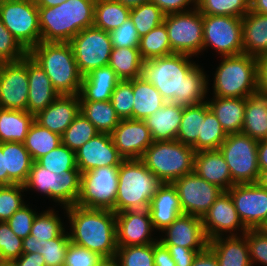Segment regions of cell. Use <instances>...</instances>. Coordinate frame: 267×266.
Here are the masks:
<instances>
[{
  "instance_id": "obj_1",
  "label": "cell",
  "mask_w": 267,
  "mask_h": 266,
  "mask_svg": "<svg viewBox=\"0 0 267 266\" xmlns=\"http://www.w3.org/2000/svg\"><path fill=\"white\" fill-rule=\"evenodd\" d=\"M199 59L171 54L144 60L141 77L151 83L166 102L188 106L207 101V74Z\"/></svg>"
},
{
  "instance_id": "obj_2",
  "label": "cell",
  "mask_w": 267,
  "mask_h": 266,
  "mask_svg": "<svg viewBox=\"0 0 267 266\" xmlns=\"http://www.w3.org/2000/svg\"><path fill=\"white\" fill-rule=\"evenodd\" d=\"M66 229L70 242L102 257L116 256V213L112 210L78 205L67 207Z\"/></svg>"
},
{
  "instance_id": "obj_3",
  "label": "cell",
  "mask_w": 267,
  "mask_h": 266,
  "mask_svg": "<svg viewBox=\"0 0 267 266\" xmlns=\"http://www.w3.org/2000/svg\"><path fill=\"white\" fill-rule=\"evenodd\" d=\"M215 59L218 64H210L212 72L207 74V96L247 98L258 92L257 57L242 53Z\"/></svg>"
},
{
  "instance_id": "obj_4",
  "label": "cell",
  "mask_w": 267,
  "mask_h": 266,
  "mask_svg": "<svg viewBox=\"0 0 267 266\" xmlns=\"http://www.w3.org/2000/svg\"><path fill=\"white\" fill-rule=\"evenodd\" d=\"M96 0H68L53 7H38L42 42L69 43L94 24Z\"/></svg>"
},
{
  "instance_id": "obj_5",
  "label": "cell",
  "mask_w": 267,
  "mask_h": 266,
  "mask_svg": "<svg viewBox=\"0 0 267 266\" xmlns=\"http://www.w3.org/2000/svg\"><path fill=\"white\" fill-rule=\"evenodd\" d=\"M28 55L42 67L60 95L80 94L83 76L69 43L41 41Z\"/></svg>"
},
{
  "instance_id": "obj_6",
  "label": "cell",
  "mask_w": 267,
  "mask_h": 266,
  "mask_svg": "<svg viewBox=\"0 0 267 266\" xmlns=\"http://www.w3.org/2000/svg\"><path fill=\"white\" fill-rule=\"evenodd\" d=\"M162 184L141 159H124L118 169L115 213L148 209Z\"/></svg>"
},
{
  "instance_id": "obj_7",
  "label": "cell",
  "mask_w": 267,
  "mask_h": 266,
  "mask_svg": "<svg viewBox=\"0 0 267 266\" xmlns=\"http://www.w3.org/2000/svg\"><path fill=\"white\" fill-rule=\"evenodd\" d=\"M24 187L27 195H34L38 199L42 197V203L48 199V204L52 203L49 204L52 207L67 208L78 202L81 193V172L79 169H72L57 175L35 161Z\"/></svg>"
},
{
  "instance_id": "obj_8",
  "label": "cell",
  "mask_w": 267,
  "mask_h": 266,
  "mask_svg": "<svg viewBox=\"0 0 267 266\" xmlns=\"http://www.w3.org/2000/svg\"><path fill=\"white\" fill-rule=\"evenodd\" d=\"M196 151L177 140L153 141L141 160L163 183L193 172Z\"/></svg>"
},
{
  "instance_id": "obj_9",
  "label": "cell",
  "mask_w": 267,
  "mask_h": 266,
  "mask_svg": "<svg viewBox=\"0 0 267 266\" xmlns=\"http://www.w3.org/2000/svg\"><path fill=\"white\" fill-rule=\"evenodd\" d=\"M210 56H234L243 53L242 18L203 15V48ZM205 52V53H204Z\"/></svg>"
},
{
  "instance_id": "obj_10",
  "label": "cell",
  "mask_w": 267,
  "mask_h": 266,
  "mask_svg": "<svg viewBox=\"0 0 267 266\" xmlns=\"http://www.w3.org/2000/svg\"><path fill=\"white\" fill-rule=\"evenodd\" d=\"M257 146V140L242 132L227 135L220 145L219 151L228 165L233 185L258 182L260 168Z\"/></svg>"
},
{
  "instance_id": "obj_11",
  "label": "cell",
  "mask_w": 267,
  "mask_h": 266,
  "mask_svg": "<svg viewBox=\"0 0 267 266\" xmlns=\"http://www.w3.org/2000/svg\"><path fill=\"white\" fill-rule=\"evenodd\" d=\"M0 20L27 51L41 42L38 6L35 0L2 1Z\"/></svg>"
},
{
  "instance_id": "obj_12",
  "label": "cell",
  "mask_w": 267,
  "mask_h": 266,
  "mask_svg": "<svg viewBox=\"0 0 267 266\" xmlns=\"http://www.w3.org/2000/svg\"><path fill=\"white\" fill-rule=\"evenodd\" d=\"M163 23L167 28L172 54L202 58L203 15L197 8L188 12L167 14Z\"/></svg>"
},
{
  "instance_id": "obj_13",
  "label": "cell",
  "mask_w": 267,
  "mask_h": 266,
  "mask_svg": "<svg viewBox=\"0 0 267 266\" xmlns=\"http://www.w3.org/2000/svg\"><path fill=\"white\" fill-rule=\"evenodd\" d=\"M69 44L83 77L109 64L113 49L109 32L94 26L88 27L74 36Z\"/></svg>"
},
{
  "instance_id": "obj_14",
  "label": "cell",
  "mask_w": 267,
  "mask_h": 266,
  "mask_svg": "<svg viewBox=\"0 0 267 266\" xmlns=\"http://www.w3.org/2000/svg\"><path fill=\"white\" fill-rule=\"evenodd\" d=\"M119 167H99L81 174V193L76 205L108 209L115 213Z\"/></svg>"
},
{
  "instance_id": "obj_15",
  "label": "cell",
  "mask_w": 267,
  "mask_h": 266,
  "mask_svg": "<svg viewBox=\"0 0 267 266\" xmlns=\"http://www.w3.org/2000/svg\"><path fill=\"white\" fill-rule=\"evenodd\" d=\"M176 188L184 214L203 217L223 192L194 172L172 182Z\"/></svg>"
},
{
  "instance_id": "obj_16",
  "label": "cell",
  "mask_w": 267,
  "mask_h": 266,
  "mask_svg": "<svg viewBox=\"0 0 267 266\" xmlns=\"http://www.w3.org/2000/svg\"><path fill=\"white\" fill-rule=\"evenodd\" d=\"M227 192L245 228L262 229L267 223V189L258 183L237 184Z\"/></svg>"
},
{
  "instance_id": "obj_17",
  "label": "cell",
  "mask_w": 267,
  "mask_h": 266,
  "mask_svg": "<svg viewBox=\"0 0 267 266\" xmlns=\"http://www.w3.org/2000/svg\"><path fill=\"white\" fill-rule=\"evenodd\" d=\"M27 55L19 61L0 63V107L27 111Z\"/></svg>"
},
{
  "instance_id": "obj_18",
  "label": "cell",
  "mask_w": 267,
  "mask_h": 266,
  "mask_svg": "<svg viewBox=\"0 0 267 266\" xmlns=\"http://www.w3.org/2000/svg\"><path fill=\"white\" fill-rule=\"evenodd\" d=\"M201 219L208 240L220 236H239L247 231L227 191L219 195Z\"/></svg>"
},
{
  "instance_id": "obj_19",
  "label": "cell",
  "mask_w": 267,
  "mask_h": 266,
  "mask_svg": "<svg viewBox=\"0 0 267 266\" xmlns=\"http://www.w3.org/2000/svg\"><path fill=\"white\" fill-rule=\"evenodd\" d=\"M158 241L148 209L116 213L117 246L153 244Z\"/></svg>"
},
{
  "instance_id": "obj_20",
  "label": "cell",
  "mask_w": 267,
  "mask_h": 266,
  "mask_svg": "<svg viewBox=\"0 0 267 266\" xmlns=\"http://www.w3.org/2000/svg\"><path fill=\"white\" fill-rule=\"evenodd\" d=\"M81 174L99 167H119L124 158L119 154L110 134L99 133L75 153Z\"/></svg>"
},
{
  "instance_id": "obj_21",
  "label": "cell",
  "mask_w": 267,
  "mask_h": 266,
  "mask_svg": "<svg viewBox=\"0 0 267 266\" xmlns=\"http://www.w3.org/2000/svg\"><path fill=\"white\" fill-rule=\"evenodd\" d=\"M110 135L124 159H141L153 143L144 120L121 119Z\"/></svg>"
},
{
  "instance_id": "obj_22",
  "label": "cell",
  "mask_w": 267,
  "mask_h": 266,
  "mask_svg": "<svg viewBox=\"0 0 267 266\" xmlns=\"http://www.w3.org/2000/svg\"><path fill=\"white\" fill-rule=\"evenodd\" d=\"M158 241L163 245L206 249L209 240L205 235L201 217L183 213L158 234Z\"/></svg>"
},
{
  "instance_id": "obj_23",
  "label": "cell",
  "mask_w": 267,
  "mask_h": 266,
  "mask_svg": "<svg viewBox=\"0 0 267 266\" xmlns=\"http://www.w3.org/2000/svg\"><path fill=\"white\" fill-rule=\"evenodd\" d=\"M80 113L78 95H60L45 109L34 116V121L51 132L63 135Z\"/></svg>"
},
{
  "instance_id": "obj_24",
  "label": "cell",
  "mask_w": 267,
  "mask_h": 266,
  "mask_svg": "<svg viewBox=\"0 0 267 266\" xmlns=\"http://www.w3.org/2000/svg\"><path fill=\"white\" fill-rule=\"evenodd\" d=\"M28 102L27 111L34 116L54 102L60 94L42 67L27 54Z\"/></svg>"
},
{
  "instance_id": "obj_25",
  "label": "cell",
  "mask_w": 267,
  "mask_h": 266,
  "mask_svg": "<svg viewBox=\"0 0 267 266\" xmlns=\"http://www.w3.org/2000/svg\"><path fill=\"white\" fill-rule=\"evenodd\" d=\"M154 230L159 234L183 214L180 199L172 183H163L148 207Z\"/></svg>"
},
{
  "instance_id": "obj_26",
  "label": "cell",
  "mask_w": 267,
  "mask_h": 266,
  "mask_svg": "<svg viewBox=\"0 0 267 266\" xmlns=\"http://www.w3.org/2000/svg\"><path fill=\"white\" fill-rule=\"evenodd\" d=\"M193 172L223 191H228L233 186L228 165L219 150L196 152Z\"/></svg>"
},
{
  "instance_id": "obj_27",
  "label": "cell",
  "mask_w": 267,
  "mask_h": 266,
  "mask_svg": "<svg viewBox=\"0 0 267 266\" xmlns=\"http://www.w3.org/2000/svg\"><path fill=\"white\" fill-rule=\"evenodd\" d=\"M183 115V106L166 102L144 119L153 141L176 140Z\"/></svg>"
},
{
  "instance_id": "obj_28",
  "label": "cell",
  "mask_w": 267,
  "mask_h": 266,
  "mask_svg": "<svg viewBox=\"0 0 267 266\" xmlns=\"http://www.w3.org/2000/svg\"><path fill=\"white\" fill-rule=\"evenodd\" d=\"M218 266H252L245 233L239 236H220L208 241Z\"/></svg>"
},
{
  "instance_id": "obj_29",
  "label": "cell",
  "mask_w": 267,
  "mask_h": 266,
  "mask_svg": "<svg viewBox=\"0 0 267 266\" xmlns=\"http://www.w3.org/2000/svg\"><path fill=\"white\" fill-rule=\"evenodd\" d=\"M120 81L109 65L97 68L83 77L80 101H110Z\"/></svg>"
},
{
  "instance_id": "obj_30",
  "label": "cell",
  "mask_w": 267,
  "mask_h": 266,
  "mask_svg": "<svg viewBox=\"0 0 267 266\" xmlns=\"http://www.w3.org/2000/svg\"><path fill=\"white\" fill-rule=\"evenodd\" d=\"M207 104L227 135L241 133L246 98L207 96Z\"/></svg>"
},
{
  "instance_id": "obj_31",
  "label": "cell",
  "mask_w": 267,
  "mask_h": 266,
  "mask_svg": "<svg viewBox=\"0 0 267 266\" xmlns=\"http://www.w3.org/2000/svg\"><path fill=\"white\" fill-rule=\"evenodd\" d=\"M5 154V185L22 184L28 179L33 159L29 151L20 142L2 143Z\"/></svg>"
},
{
  "instance_id": "obj_32",
  "label": "cell",
  "mask_w": 267,
  "mask_h": 266,
  "mask_svg": "<svg viewBox=\"0 0 267 266\" xmlns=\"http://www.w3.org/2000/svg\"><path fill=\"white\" fill-rule=\"evenodd\" d=\"M243 53L259 57L267 53V14L249 11L242 17Z\"/></svg>"
},
{
  "instance_id": "obj_33",
  "label": "cell",
  "mask_w": 267,
  "mask_h": 266,
  "mask_svg": "<svg viewBox=\"0 0 267 266\" xmlns=\"http://www.w3.org/2000/svg\"><path fill=\"white\" fill-rule=\"evenodd\" d=\"M70 243L67 229L51 240H38L28 235L23 239V253H39L44 257L46 266H64L65 254Z\"/></svg>"
},
{
  "instance_id": "obj_34",
  "label": "cell",
  "mask_w": 267,
  "mask_h": 266,
  "mask_svg": "<svg viewBox=\"0 0 267 266\" xmlns=\"http://www.w3.org/2000/svg\"><path fill=\"white\" fill-rule=\"evenodd\" d=\"M241 132L257 141L267 139L266 95L257 92L246 98Z\"/></svg>"
},
{
  "instance_id": "obj_35",
  "label": "cell",
  "mask_w": 267,
  "mask_h": 266,
  "mask_svg": "<svg viewBox=\"0 0 267 266\" xmlns=\"http://www.w3.org/2000/svg\"><path fill=\"white\" fill-rule=\"evenodd\" d=\"M46 206V209L41 206L42 210L35 216L30 235L48 241L59 237L66 230V208Z\"/></svg>"
},
{
  "instance_id": "obj_36",
  "label": "cell",
  "mask_w": 267,
  "mask_h": 266,
  "mask_svg": "<svg viewBox=\"0 0 267 266\" xmlns=\"http://www.w3.org/2000/svg\"><path fill=\"white\" fill-rule=\"evenodd\" d=\"M33 122L34 115L28 111L0 107V143H23Z\"/></svg>"
},
{
  "instance_id": "obj_37",
  "label": "cell",
  "mask_w": 267,
  "mask_h": 266,
  "mask_svg": "<svg viewBox=\"0 0 267 266\" xmlns=\"http://www.w3.org/2000/svg\"><path fill=\"white\" fill-rule=\"evenodd\" d=\"M133 94L134 120L146 119L166 103L160 92L142 77L133 79Z\"/></svg>"
},
{
  "instance_id": "obj_38",
  "label": "cell",
  "mask_w": 267,
  "mask_h": 266,
  "mask_svg": "<svg viewBox=\"0 0 267 266\" xmlns=\"http://www.w3.org/2000/svg\"><path fill=\"white\" fill-rule=\"evenodd\" d=\"M80 112L99 133L111 134L121 121L111 101H80Z\"/></svg>"
},
{
  "instance_id": "obj_39",
  "label": "cell",
  "mask_w": 267,
  "mask_h": 266,
  "mask_svg": "<svg viewBox=\"0 0 267 266\" xmlns=\"http://www.w3.org/2000/svg\"><path fill=\"white\" fill-rule=\"evenodd\" d=\"M143 62L138 48L113 47L108 65L120 80H133L141 77Z\"/></svg>"
},
{
  "instance_id": "obj_40",
  "label": "cell",
  "mask_w": 267,
  "mask_h": 266,
  "mask_svg": "<svg viewBox=\"0 0 267 266\" xmlns=\"http://www.w3.org/2000/svg\"><path fill=\"white\" fill-rule=\"evenodd\" d=\"M130 10L115 0H96L93 26L111 32L130 17Z\"/></svg>"
},
{
  "instance_id": "obj_41",
  "label": "cell",
  "mask_w": 267,
  "mask_h": 266,
  "mask_svg": "<svg viewBox=\"0 0 267 266\" xmlns=\"http://www.w3.org/2000/svg\"><path fill=\"white\" fill-rule=\"evenodd\" d=\"M208 110L207 101L183 106V115L176 140L185 145L193 146L201 134L202 121H204L205 113Z\"/></svg>"
},
{
  "instance_id": "obj_42",
  "label": "cell",
  "mask_w": 267,
  "mask_h": 266,
  "mask_svg": "<svg viewBox=\"0 0 267 266\" xmlns=\"http://www.w3.org/2000/svg\"><path fill=\"white\" fill-rule=\"evenodd\" d=\"M23 144L35 162L43 155L59 147L62 144V139L59 134L51 132L34 121Z\"/></svg>"
},
{
  "instance_id": "obj_43",
  "label": "cell",
  "mask_w": 267,
  "mask_h": 266,
  "mask_svg": "<svg viewBox=\"0 0 267 266\" xmlns=\"http://www.w3.org/2000/svg\"><path fill=\"white\" fill-rule=\"evenodd\" d=\"M138 50L143 60L172 54L167 28L164 23L140 37Z\"/></svg>"
},
{
  "instance_id": "obj_44",
  "label": "cell",
  "mask_w": 267,
  "mask_h": 266,
  "mask_svg": "<svg viewBox=\"0 0 267 266\" xmlns=\"http://www.w3.org/2000/svg\"><path fill=\"white\" fill-rule=\"evenodd\" d=\"M226 138V132L217 117L209 109L205 113L204 121H202L201 134L192 148L196 152L202 150H219L220 145Z\"/></svg>"
},
{
  "instance_id": "obj_45",
  "label": "cell",
  "mask_w": 267,
  "mask_h": 266,
  "mask_svg": "<svg viewBox=\"0 0 267 266\" xmlns=\"http://www.w3.org/2000/svg\"><path fill=\"white\" fill-rule=\"evenodd\" d=\"M97 134L95 126L80 112L61 136L62 144L76 153Z\"/></svg>"
},
{
  "instance_id": "obj_46",
  "label": "cell",
  "mask_w": 267,
  "mask_h": 266,
  "mask_svg": "<svg viewBox=\"0 0 267 266\" xmlns=\"http://www.w3.org/2000/svg\"><path fill=\"white\" fill-rule=\"evenodd\" d=\"M196 8L202 15L242 18L250 11V0H197Z\"/></svg>"
},
{
  "instance_id": "obj_47",
  "label": "cell",
  "mask_w": 267,
  "mask_h": 266,
  "mask_svg": "<svg viewBox=\"0 0 267 266\" xmlns=\"http://www.w3.org/2000/svg\"><path fill=\"white\" fill-rule=\"evenodd\" d=\"M164 17L165 14L162 10L151 1L143 3L130 10V19L140 37L146 35L153 28L161 25L164 21Z\"/></svg>"
},
{
  "instance_id": "obj_48",
  "label": "cell",
  "mask_w": 267,
  "mask_h": 266,
  "mask_svg": "<svg viewBox=\"0 0 267 266\" xmlns=\"http://www.w3.org/2000/svg\"><path fill=\"white\" fill-rule=\"evenodd\" d=\"M30 198L34 197L27 196L22 184L0 186V222L7 221L17 210L26 205Z\"/></svg>"
},
{
  "instance_id": "obj_49",
  "label": "cell",
  "mask_w": 267,
  "mask_h": 266,
  "mask_svg": "<svg viewBox=\"0 0 267 266\" xmlns=\"http://www.w3.org/2000/svg\"><path fill=\"white\" fill-rule=\"evenodd\" d=\"M37 162L46 170L57 175L64 174L72 169H78L75 152L63 144L43 155Z\"/></svg>"
},
{
  "instance_id": "obj_50",
  "label": "cell",
  "mask_w": 267,
  "mask_h": 266,
  "mask_svg": "<svg viewBox=\"0 0 267 266\" xmlns=\"http://www.w3.org/2000/svg\"><path fill=\"white\" fill-rule=\"evenodd\" d=\"M119 266H154L153 244L117 246Z\"/></svg>"
},
{
  "instance_id": "obj_51",
  "label": "cell",
  "mask_w": 267,
  "mask_h": 266,
  "mask_svg": "<svg viewBox=\"0 0 267 266\" xmlns=\"http://www.w3.org/2000/svg\"><path fill=\"white\" fill-rule=\"evenodd\" d=\"M110 101L120 119H133V80H121Z\"/></svg>"
},
{
  "instance_id": "obj_52",
  "label": "cell",
  "mask_w": 267,
  "mask_h": 266,
  "mask_svg": "<svg viewBox=\"0 0 267 266\" xmlns=\"http://www.w3.org/2000/svg\"><path fill=\"white\" fill-rule=\"evenodd\" d=\"M23 239L18 237L6 221L0 222V263H11L23 254Z\"/></svg>"
},
{
  "instance_id": "obj_53",
  "label": "cell",
  "mask_w": 267,
  "mask_h": 266,
  "mask_svg": "<svg viewBox=\"0 0 267 266\" xmlns=\"http://www.w3.org/2000/svg\"><path fill=\"white\" fill-rule=\"evenodd\" d=\"M34 206L33 202L29 201L6 221L11 230L22 239L30 235L33 220L41 209L38 205L36 208Z\"/></svg>"
},
{
  "instance_id": "obj_54",
  "label": "cell",
  "mask_w": 267,
  "mask_h": 266,
  "mask_svg": "<svg viewBox=\"0 0 267 266\" xmlns=\"http://www.w3.org/2000/svg\"><path fill=\"white\" fill-rule=\"evenodd\" d=\"M252 266H267V233L263 229L245 232Z\"/></svg>"
},
{
  "instance_id": "obj_55",
  "label": "cell",
  "mask_w": 267,
  "mask_h": 266,
  "mask_svg": "<svg viewBox=\"0 0 267 266\" xmlns=\"http://www.w3.org/2000/svg\"><path fill=\"white\" fill-rule=\"evenodd\" d=\"M28 51L16 40L0 20V63L19 61Z\"/></svg>"
},
{
  "instance_id": "obj_56",
  "label": "cell",
  "mask_w": 267,
  "mask_h": 266,
  "mask_svg": "<svg viewBox=\"0 0 267 266\" xmlns=\"http://www.w3.org/2000/svg\"><path fill=\"white\" fill-rule=\"evenodd\" d=\"M102 259L98 253L70 242L65 254L64 266H97Z\"/></svg>"
},
{
  "instance_id": "obj_57",
  "label": "cell",
  "mask_w": 267,
  "mask_h": 266,
  "mask_svg": "<svg viewBox=\"0 0 267 266\" xmlns=\"http://www.w3.org/2000/svg\"><path fill=\"white\" fill-rule=\"evenodd\" d=\"M113 47L138 48L140 36L130 17L120 27L109 32Z\"/></svg>"
},
{
  "instance_id": "obj_58",
  "label": "cell",
  "mask_w": 267,
  "mask_h": 266,
  "mask_svg": "<svg viewBox=\"0 0 267 266\" xmlns=\"http://www.w3.org/2000/svg\"><path fill=\"white\" fill-rule=\"evenodd\" d=\"M151 2L156 4L165 15L188 12L196 8V0H151Z\"/></svg>"
},
{
  "instance_id": "obj_59",
  "label": "cell",
  "mask_w": 267,
  "mask_h": 266,
  "mask_svg": "<svg viewBox=\"0 0 267 266\" xmlns=\"http://www.w3.org/2000/svg\"><path fill=\"white\" fill-rule=\"evenodd\" d=\"M169 250L176 266H191L199 252L205 249H189L176 245H164Z\"/></svg>"
},
{
  "instance_id": "obj_60",
  "label": "cell",
  "mask_w": 267,
  "mask_h": 266,
  "mask_svg": "<svg viewBox=\"0 0 267 266\" xmlns=\"http://www.w3.org/2000/svg\"><path fill=\"white\" fill-rule=\"evenodd\" d=\"M154 266H176L169 250L160 241L153 243Z\"/></svg>"
},
{
  "instance_id": "obj_61",
  "label": "cell",
  "mask_w": 267,
  "mask_h": 266,
  "mask_svg": "<svg viewBox=\"0 0 267 266\" xmlns=\"http://www.w3.org/2000/svg\"><path fill=\"white\" fill-rule=\"evenodd\" d=\"M11 266H46L44 257L37 253H23L13 260Z\"/></svg>"
},
{
  "instance_id": "obj_62",
  "label": "cell",
  "mask_w": 267,
  "mask_h": 266,
  "mask_svg": "<svg viewBox=\"0 0 267 266\" xmlns=\"http://www.w3.org/2000/svg\"><path fill=\"white\" fill-rule=\"evenodd\" d=\"M258 61V92L267 94V53L259 56Z\"/></svg>"
},
{
  "instance_id": "obj_63",
  "label": "cell",
  "mask_w": 267,
  "mask_h": 266,
  "mask_svg": "<svg viewBox=\"0 0 267 266\" xmlns=\"http://www.w3.org/2000/svg\"><path fill=\"white\" fill-rule=\"evenodd\" d=\"M191 266H218V260L215 254L207 247L197 254Z\"/></svg>"
},
{
  "instance_id": "obj_64",
  "label": "cell",
  "mask_w": 267,
  "mask_h": 266,
  "mask_svg": "<svg viewBox=\"0 0 267 266\" xmlns=\"http://www.w3.org/2000/svg\"><path fill=\"white\" fill-rule=\"evenodd\" d=\"M258 165L260 171L267 169V139L258 141L257 146Z\"/></svg>"
},
{
  "instance_id": "obj_65",
  "label": "cell",
  "mask_w": 267,
  "mask_h": 266,
  "mask_svg": "<svg viewBox=\"0 0 267 266\" xmlns=\"http://www.w3.org/2000/svg\"><path fill=\"white\" fill-rule=\"evenodd\" d=\"M250 11L267 14V0H250Z\"/></svg>"
},
{
  "instance_id": "obj_66",
  "label": "cell",
  "mask_w": 267,
  "mask_h": 266,
  "mask_svg": "<svg viewBox=\"0 0 267 266\" xmlns=\"http://www.w3.org/2000/svg\"><path fill=\"white\" fill-rule=\"evenodd\" d=\"M5 185V154L2 152V143H0V186Z\"/></svg>"
},
{
  "instance_id": "obj_67",
  "label": "cell",
  "mask_w": 267,
  "mask_h": 266,
  "mask_svg": "<svg viewBox=\"0 0 267 266\" xmlns=\"http://www.w3.org/2000/svg\"><path fill=\"white\" fill-rule=\"evenodd\" d=\"M119 3H121L122 5H124L127 8H134V7H138L143 3H147L150 2L151 0H115Z\"/></svg>"
},
{
  "instance_id": "obj_68",
  "label": "cell",
  "mask_w": 267,
  "mask_h": 266,
  "mask_svg": "<svg viewBox=\"0 0 267 266\" xmlns=\"http://www.w3.org/2000/svg\"><path fill=\"white\" fill-rule=\"evenodd\" d=\"M97 266H119V261L116 256L102 257Z\"/></svg>"
},
{
  "instance_id": "obj_69",
  "label": "cell",
  "mask_w": 267,
  "mask_h": 266,
  "mask_svg": "<svg viewBox=\"0 0 267 266\" xmlns=\"http://www.w3.org/2000/svg\"><path fill=\"white\" fill-rule=\"evenodd\" d=\"M63 1L68 0H35L38 7H53L61 4Z\"/></svg>"
},
{
  "instance_id": "obj_70",
  "label": "cell",
  "mask_w": 267,
  "mask_h": 266,
  "mask_svg": "<svg viewBox=\"0 0 267 266\" xmlns=\"http://www.w3.org/2000/svg\"><path fill=\"white\" fill-rule=\"evenodd\" d=\"M262 188L267 189V169L260 171L259 179L257 182Z\"/></svg>"
},
{
  "instance_id": "obj_71",
  "label": "cell",
  "mask_w": 267,
  "mask_h": 266,
  "mask_svg": "<svg viewBox=\"0 0 267 266\" xmlns=\"http://www.w3.org/2000/svg\"><path fill=\"white\" fill-rule=\"evenodd\" d=\"M0 266H11L10 263H0Z\"/></svg>"
},
{
  "instance_id": "obj_72",
  "label": "cell",
  "mask_w": 267,
  "mask_h": 266,
  "mask_svg": "<svg viewBox=\"0 0 267 266\" xmlns=\"http://www.w3.org/2000/svg\"><path fill=\"white\" fill-rule=\"evenodd\" d=\"M262 229L267 233V223L264 225Z\"/></svg>"
}]
</instances>
